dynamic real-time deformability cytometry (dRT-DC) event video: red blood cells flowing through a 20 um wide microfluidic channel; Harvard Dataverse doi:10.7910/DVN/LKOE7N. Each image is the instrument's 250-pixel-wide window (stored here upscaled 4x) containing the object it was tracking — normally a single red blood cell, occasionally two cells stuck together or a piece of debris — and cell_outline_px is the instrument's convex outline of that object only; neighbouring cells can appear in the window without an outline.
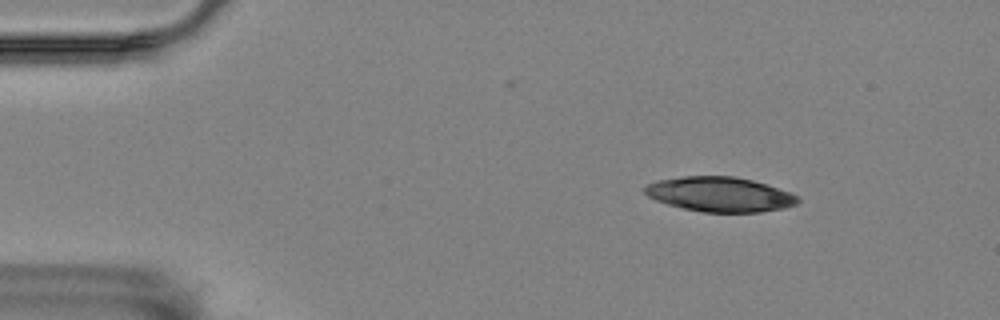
{"species": "Egyptian fruit bat (a non-hibernating species)", "species_latin": "Rousettus aegyptiacus", "temperature_condition": "room temperature", "stored_images_in_passage": 55, "camera_frame_rate_fps": 3000, "um_per_image_px": 0.085, "animal": {"sex": "female"}, "frame": {"image": 1, "passage_image": 7, "time_ms": 2.0, "image_size_px": [1000, 320], "cell_outline_px": [[800, 200], [796, 204], [784, 208], [760, 212], [704, 212], [684, 208], [668, 204], [656, 200], [648, 196], [644, 192], [644, 188], [648, 184], [656, 180], [684, 176], [736, 176], [752, 180], [792, 192]], "centroid_in_image_um": [61.19, 16.51], "position_along_channel_um": 23.8, "area_um2": 30.92}}
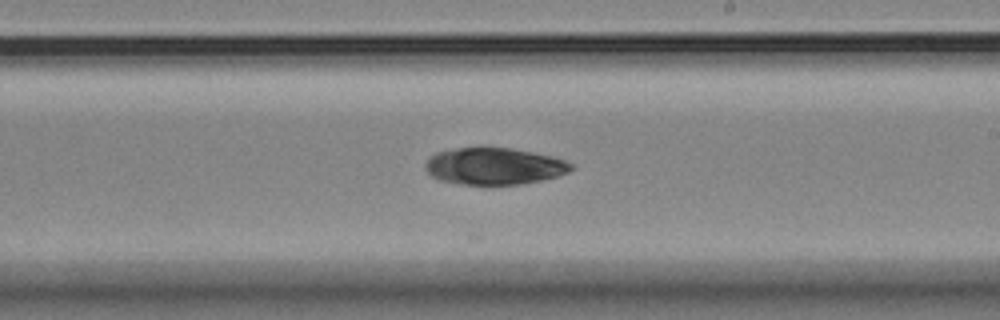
{"frame": {"image": 2, "passage_image": 32, "time_ms": 10.333, "image_size_px": [1000, 320], "cell_outline_px": [[572, 168], [568, 172], [556, 176], [540, 180], [520, 184], [460, 184], [440, 180], [432, 176], [424, 168], [424, 164], [428, 156], [436, 152], [456, 148], [480, 144], [512, 148], [552, 156], [564, 160], [572, 164]], "centroid_in_image_um": [41.93, 14.08], "position_along_channel_um": 247.1, "area_um2": 31.91}}
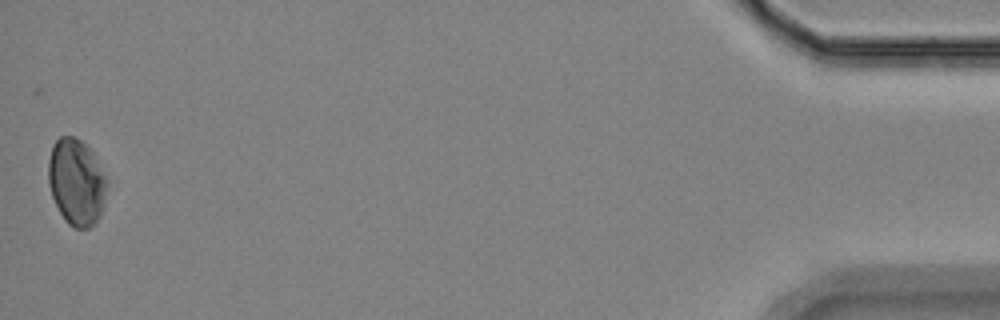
{"frame": {"image": 3, "passage_image": 55, "time_ms": 18.0, "image_size_px": [1000, 320], "cell_outline_px": [[108, 180], [100, 216], [96, 224], [88, 228], [76, 228], [68, 224], [64, 220], [52, 196], [48, 184], [48, 160], [52, 144], [60, 136], [72, 136], [80, 140], [92, 152]], "centroid_in_image_um": [6.48, 15.48], "position_along_channel_um": 428.7, "area_um2": 29.54}}